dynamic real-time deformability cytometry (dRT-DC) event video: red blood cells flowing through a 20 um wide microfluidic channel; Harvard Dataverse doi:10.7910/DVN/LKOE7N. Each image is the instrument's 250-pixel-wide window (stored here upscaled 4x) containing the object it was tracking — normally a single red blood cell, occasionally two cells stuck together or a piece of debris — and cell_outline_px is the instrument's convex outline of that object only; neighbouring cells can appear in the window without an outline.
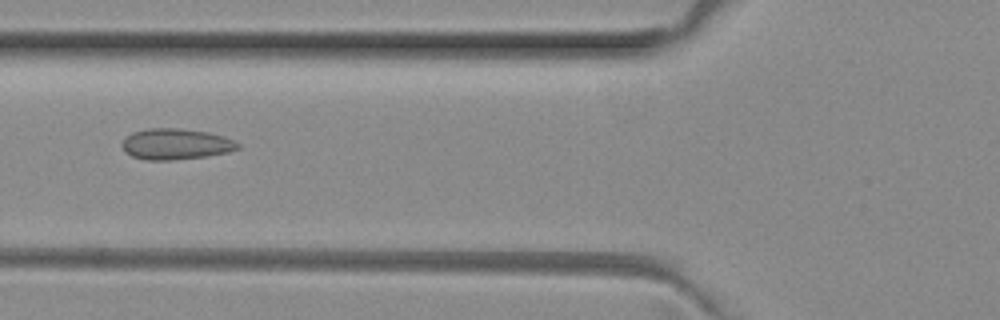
{"species": "common noctule bat (a hibernating species)", "species_latin": "Nyctalus noctula", "temperature_condition": "room temperature", "stored_images_in_passage": 2, "camera_frame_rate_fps": 3000, "um_per_image_px": 0.085, "animal": {"sex": "female", "body_mass_g": 29.2, "forearm_length_mm": 56.3}, "frame": {"image": 1, "passage_image": 2, "time_ms": 0.333, "image_size_px": [1000, 320], "cell_outline_px": [[240, 148], [228, 152], [208, 156], [172, 160], [144, 160], [132, 156], [124, 152], [120, 144], [124, 136], [132, 132], [148, 128], [180, 128], [208, 132], [236, 140], [240, 144]], "centroid_in_image_um": [14.91, 12.24], "position_along_channel_um": 110.9, "area_um2": 21.27}}